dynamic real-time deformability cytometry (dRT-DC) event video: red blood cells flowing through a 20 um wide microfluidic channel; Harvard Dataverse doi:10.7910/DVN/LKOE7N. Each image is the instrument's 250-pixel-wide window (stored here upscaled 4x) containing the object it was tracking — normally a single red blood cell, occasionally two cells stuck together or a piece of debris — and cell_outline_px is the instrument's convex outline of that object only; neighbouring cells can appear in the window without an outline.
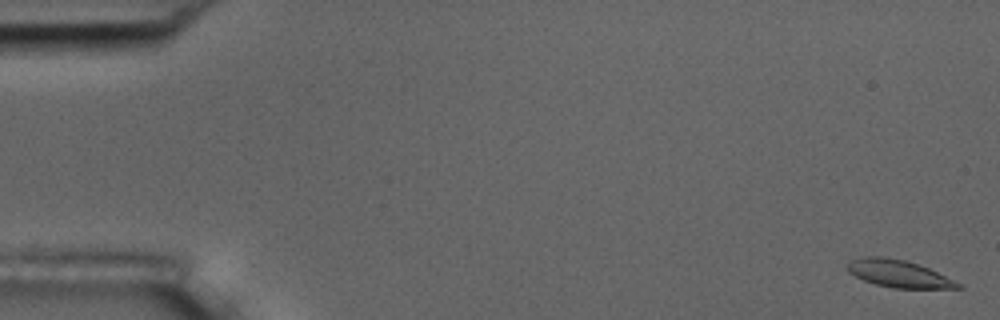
{"species": "common noctule bat (a hibernating species)", "species_latin": "Nyctalus noctula", "temperature_condition": "room temperature", "stored_images_in_passage": 56, "camera_frame_rate_fps": 3000, "um_per_image_px": 0.085, "animal": {"sex": "male", "body_mass_g": 17.5, "forearm_length_mm": 52.3}, "frame": {"image": 1, "passage_image": 2, "time_ms": 0.333, "image_size_px": [1000, 320], "cell_outline_px": [[964, 288], [892, 288], [876, 284], [864, 280], [848, 272], [848, 260], [860, 256], [880, 256], [904, 260], [928, 268], [964, 284]], "centroid_in_image_um": [76.39, 23.26], "position_along_channel_um": 8.6, "area_um2": 17.57}}
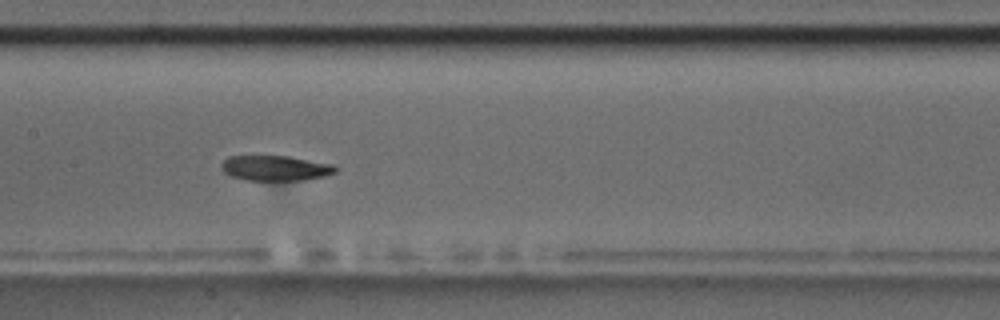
{"frame": {"image": 2, "passage_image": 28, "time_ms": 9.0, "image_size_px": [1000, 320], "cell_outline_px": [[340, 168], [336, 172], [324, 176], [304, 180], [244, 180], [232, 176], [224, 172], [220, 168], [220, 164], [228, 156], [288, 156], [332, 164]], "centroid_in_image_um": [23.41, 14.29], "position_along_channel_um": 184.0, "area_um2": 16.82}}
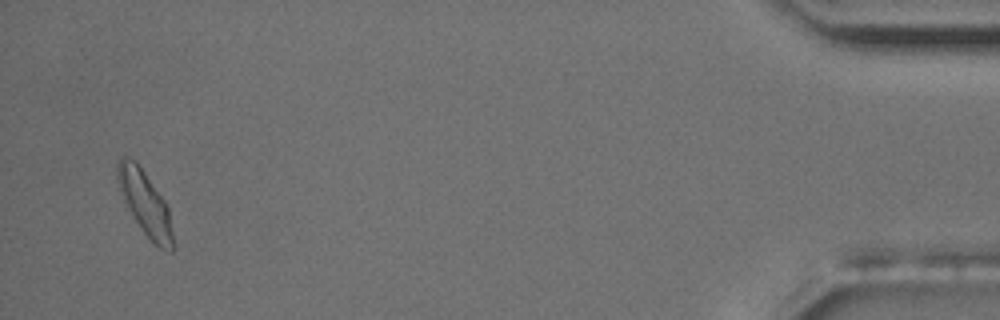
{"frame": {"image": 3, "passage_image": 54, "time_ms": 17.667, "image_size_px": [1000, 320], "cell_outline_px": [[176, 248], [172, 252], [168, 252], [160, 248], [144, 232], [132, 216], [120, 192], [116, 180], [116, 160], [120, 156], [128, 156], [136, 160], [164, 200], [168, 208]], "centroid_in_image_um": [12.32, 17.24], "position_along_channel_um": 422.9, "area_um2": 20.98}, "authors_computed_cell_mechanics": {"area_um2": 17.8313, "velocity_mm_per_s": 3.6894, "shape_relaxation_time_tau1_ms": 8.154, "shape_relaxation_time_tau2_ms": 9.607, "deformation_change_tau1": 0.1885, "deformation_change_tau2": 0.1474}}